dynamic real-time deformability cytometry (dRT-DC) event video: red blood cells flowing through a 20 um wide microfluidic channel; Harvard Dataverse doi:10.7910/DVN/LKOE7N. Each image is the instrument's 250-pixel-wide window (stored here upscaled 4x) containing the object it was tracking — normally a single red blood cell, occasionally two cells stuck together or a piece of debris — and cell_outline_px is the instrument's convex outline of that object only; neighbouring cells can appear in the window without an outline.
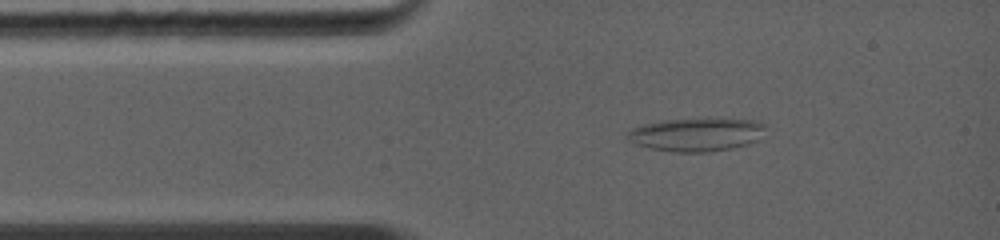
{"species": "common noctule bat (a hibernating species)", "species_latin": "Nyctalus noctula", "temperature_condition": "warm", "stored_images_in_passage": 35, "camera_frame_rate_fps": 5000, "um_per_image_px": 0.085, "animal": {"sex": "female", "body_mass_g": 19.0, "forearm_length_mm": 56.7}, "frame": {"image": 1, "passage_image": 3, "time_ms": 1.0, "image_size_px": [1000, 240], "cell_outline_px": [[764, 128], [760, 140], [748, 144], [732, 148], [708, 152], [672, 152], [652, 148], [636, 144], [628, 140], [628, 132], [632, 128], [644, 124], [660, 120], [716, 116], [720, 116], [756, 120], [764, 124]], "centroid_in_image_um": [59.26, 11.39], "position_along_channel_um": 25.7, "area_um2": 27.74}}
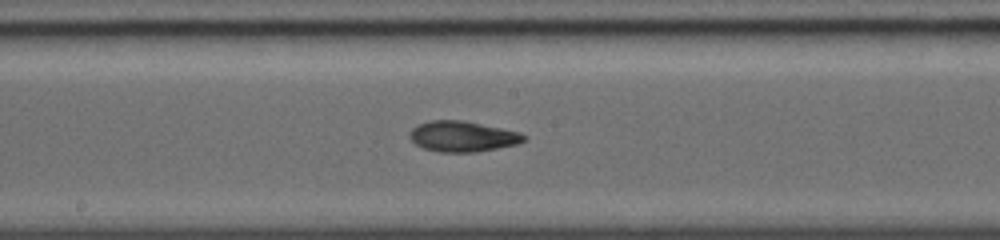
{"frame": {"image": 2, "passage_image": 13, "time_ms": 5.6, "image_size_px": [1000, 240], "cell_outline_px": [[528, 136], [524, 140], [516, 144], [476, 152], [440, 152], [424, 148], [416, 144], [408, 136], [408, 132], [412, 128], [420, 124], [432, 120], [460, 120], [520, 132]], "centroid_in_image_um": [39.29, 11.6], "position_along_channel_um": 208.9, "area_um2": 20.11}}
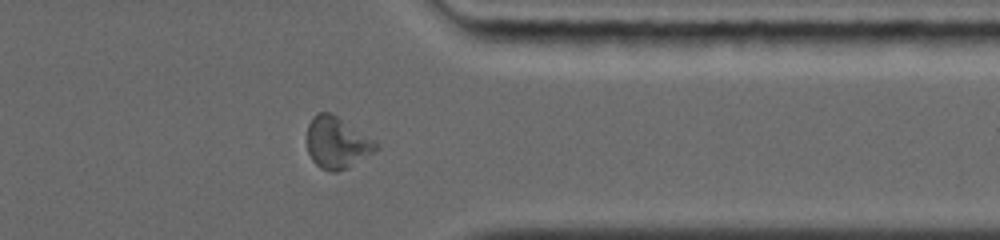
{"frame": {"image": 3, "passage_image": 25, "time_ms": 9.6, "image_size_px": [1000, 240], "cell_outline_px": [[380, 148], [348, 168], [336, 172], [332, 172], [320, 168], [312, 160], [308, 152], [308, 124], [312, 116], [316, 112], [328, 112], [336, 116], [376, 140], [380, 144]], "centroid_in_image_um": [28.66, 12.14], "position_along_channel_um": 382.7, "area_um2": 20.81}, "authors_computed_cell_mechanics": {"area_um2": 20.519, "velocity_mm_per_s": 4.4481, "shape_relaxation_time_tau1_ms": null, "shape_relaxation_time_tau2_ms": 3.1704, "deformation_change_tau1": null, "deformation_change_tau2": 0.0876}}